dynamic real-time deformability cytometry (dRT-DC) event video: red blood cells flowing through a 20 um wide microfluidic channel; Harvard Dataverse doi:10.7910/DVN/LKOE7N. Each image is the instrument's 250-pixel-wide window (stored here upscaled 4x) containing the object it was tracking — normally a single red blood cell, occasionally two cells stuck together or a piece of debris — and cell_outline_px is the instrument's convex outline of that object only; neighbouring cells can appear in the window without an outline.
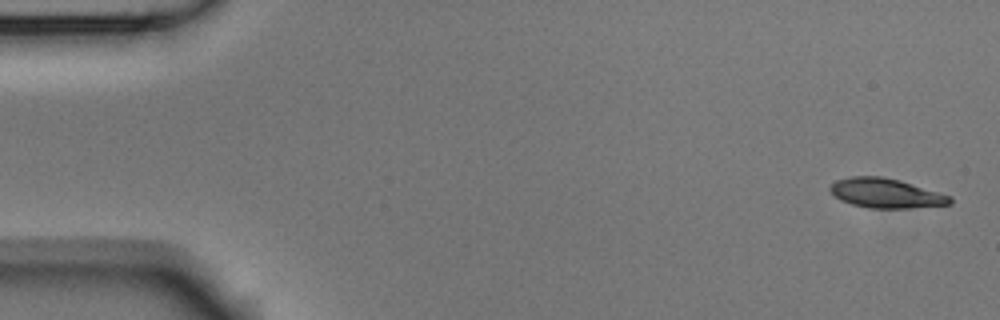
{"species": "Egyptian fruit bat (a non-hibernating species)", "species_latin": "Rousettus aegyptiacus", "temperature_condition": "room temperature", "stored_images_in_passage": 5, "camera_frame_rate_fps": 3000, "um_per_image_px": 0.085, "animal": {"sex": "male"}, "frame": {"image": 1, "passage_image": 5, "time_ms": 1.333, "image_size_px": [1000, 320], "cell_outline_px": [[952, 204], [908, 208], [868, 208], [852, 204], [840, 200], [828, 188], [836, 180], [852, 176], [880, 176], [900, 180], [952, 196]], "centroid_in_image_um": [75.31, 16.42], "position_along_channel_um": 9.7, "area_um2": 20.58}}